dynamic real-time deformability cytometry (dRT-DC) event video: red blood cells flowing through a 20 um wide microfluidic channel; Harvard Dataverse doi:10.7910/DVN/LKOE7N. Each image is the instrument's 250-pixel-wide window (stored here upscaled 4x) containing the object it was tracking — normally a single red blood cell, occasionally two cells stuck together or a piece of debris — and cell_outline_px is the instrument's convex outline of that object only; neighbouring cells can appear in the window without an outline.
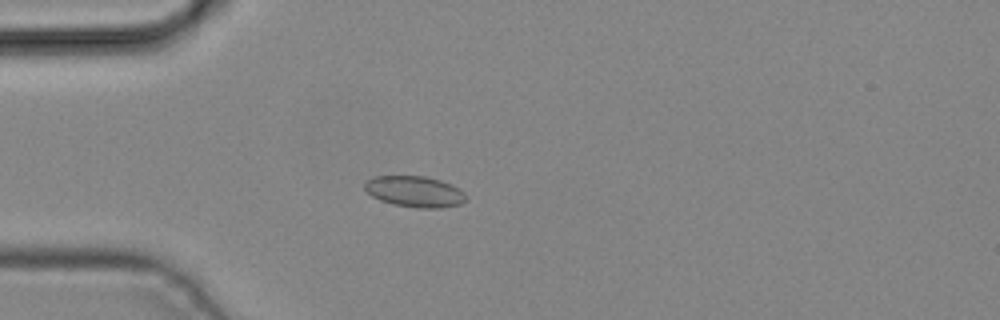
{"species": "common noctule bat (a hibernating species)", "species_latin": "Nyctalus noctula", "temperature_condition": "cold", "stored_images_in_passage": 2, "camera_frame_rate_fps": 3000, "um_per_image_px": 0.085, "animal": {"sex": "male", "body_mass_g": 19.2, "forearm_length_mm": 51.8}, "frame": {"image": 1, "passage_image": 2, "time_ms": 0.333, "image_size_px": [1000, 320], "cell_outline_px": [[468, 200], [460, 204], [440, 208], [416, 208], [392, 204], [380, 200], [372, 196], [364, 188], [364, 184], [368, 180], [376, 176], [424, 176], [440, 180], [452, 184], [460, 188], [464, 192]], "centroid_in_image_um": [35.29, 16.29], "position_along_channel_um": 49.7, "area_um2": 18.44}}